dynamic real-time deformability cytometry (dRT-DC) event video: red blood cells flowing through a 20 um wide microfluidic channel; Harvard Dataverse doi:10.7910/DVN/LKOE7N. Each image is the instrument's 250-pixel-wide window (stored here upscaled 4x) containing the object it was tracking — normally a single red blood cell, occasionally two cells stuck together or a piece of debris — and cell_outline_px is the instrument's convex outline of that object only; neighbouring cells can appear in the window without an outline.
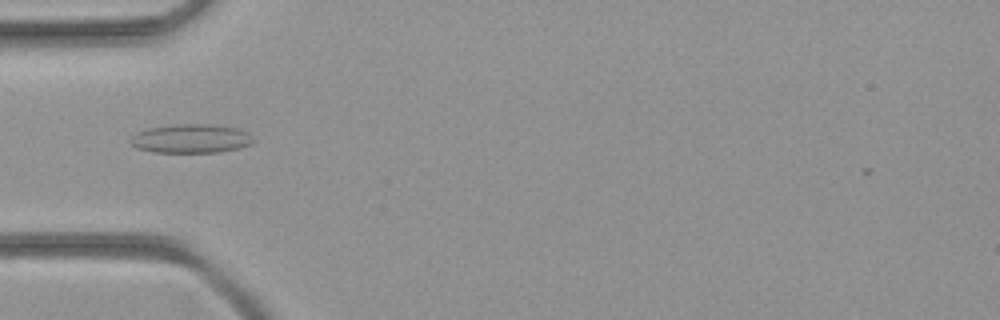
{"species": "common noctule bat (a hibernating species)", "species_latin": "Nyctalus noctula", "temperature_condition": "room temperature", "stored_images_in_passage": 34, "camera_frame_rate_fps": 3000, "um_per_image_px": 0.085, "animal": {"sex": "female", "body_mass_g": 21.9}, "frame": {"image": 1, "passage_image": 3, "time_ms": 0.667, "image_size_px": [1000, 320], "cell_outline_px": [[256, 140], [252, 144], [240, 148], [220, 152], [152, 152], [136, 148], [128, 140], [136, 132], [148, 128], [176, 124], [212, 124], [240, 128], [248, 132]], "centroid_in_image_um": [16.27, 11.78], "position_along_channel_um": 68.7, "area_um2": 21.04}}
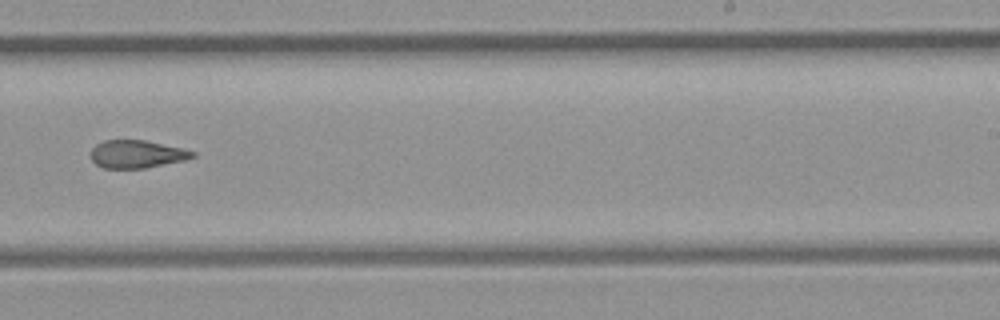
{"frame": {"image": 2, "passage_image": 17, "time_ms": 5.333, "image_size_px": [1000, 320], "cell_outline_px": [[196, 156], [184, 160], [144, 168], [104, 168], [96, 164], [92, 160], [88, 152], [96, 144], [104, 140], [144, 140], [184, 148], [196, 152]], "centroid_in_image_um": [11.61, 13.09], "position_along_channel_um": 277.4, "area_um2": 16.59}}
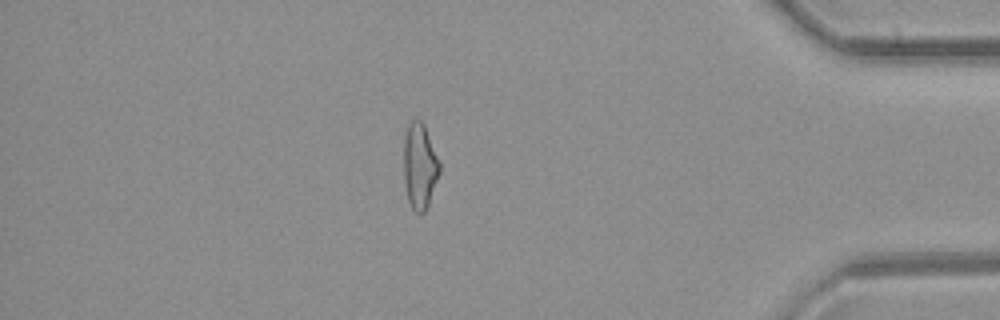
{"frame": {"image": 3, "passage_image": 28, "time_ms": 9.0, "image_size_px": [1000, 320], "cell_outline_px": [[440, 172], [428, 208], [424, 212], [416, 212], [412, 208], [408, 200], [404, 184], [404, 140], [408, 124], [412, 120], [420, 120], [424, 124], [440, 160]], "centroid_in_image_um": [35.69, 14.13], "position_along_channel_um": 399.5, "area_um2": 18.09}}